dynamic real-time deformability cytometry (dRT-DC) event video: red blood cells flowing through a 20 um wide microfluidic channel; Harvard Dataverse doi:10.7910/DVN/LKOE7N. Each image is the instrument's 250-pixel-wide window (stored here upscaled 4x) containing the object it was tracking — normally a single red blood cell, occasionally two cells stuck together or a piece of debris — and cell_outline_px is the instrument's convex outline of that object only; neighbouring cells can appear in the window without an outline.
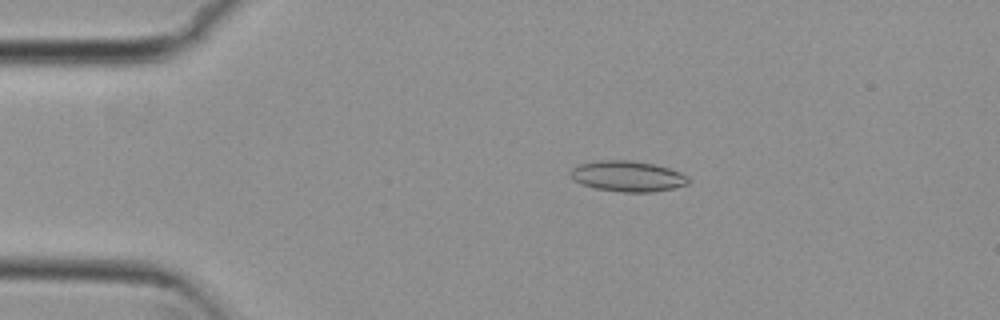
{"species": "common noctule bat (a hibernating species)", "species_latin": "Nyctalus noctula", "temperature_condition": "cold", "stored_images_in_passage": 53, "camera_frame_rate_fps": 3000, "um_per_image_px": 0.085, "animal": {"sex": "female", "body_mass_g": 29.2, "forearm_length_mm": 56.3}, "frame": {"image": 1, "passage_image": 10, "time_ms": 3.0, "image_size_px": [1000, 320], "cell_outline_px": [[688, 184], [672, 188], [652, 192], [624, 192], [596, 188], [580, 184], [572, 176], [572, 168], [580, 164], [596, 160], [628, 160], [656, 164], [680, 172], [688, 176]], "centroid_in_image_um": [53.37, 14.97], "position_along_channel_um": 31.6, "area_um2": 20.87}}
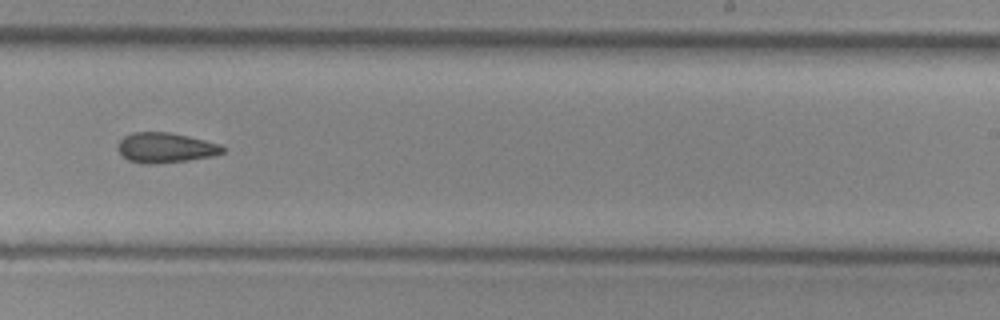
{"frame": {"image": 2, "passage_image": 33, "time_ms": 10.667, "image_size_px": [1000, 320], "cell_outline_px": [[224, 152], [212, 156], [188, 160], [156, 164], [148, 164], [128, 160], [116, 148], [116, 144], [124, 136], [132, 132], [168, 132], [188, 136], [220, 144], [224, 148]], "centroid_in_image_um": [14.04, 12.55], "position_along_channel_um": 275.0, "area_um2": 18.32}}
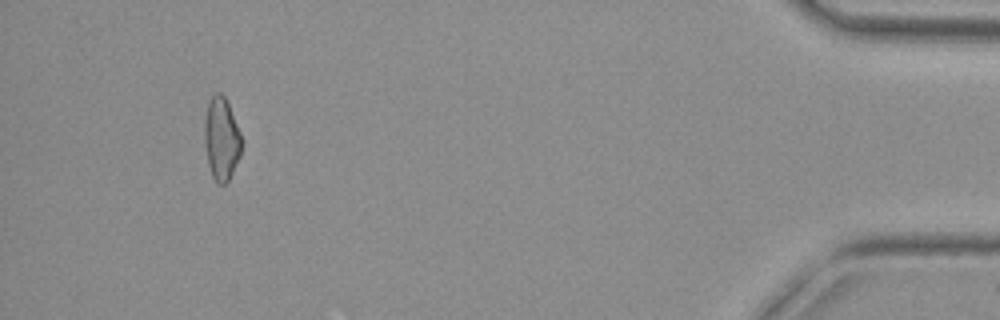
{"frame": {"image": 3, "passage_image": 50, "time_ms": 16.333, "image_size_px": [1000, 320], "cell_outline_px": [[244, 144], [240, 156], [228, 180], [224, 184], [220, 184], [212, 176], [208, 164], [204, 144], [204, 120], [208, 100], [216, 92], [220, 92], [224, 96], [228, 104], [244, 140]], "centroid_in_image_um": [18.83, 11.77], "position_along_channel_um": 416.4, "area_um2": 18.15}}